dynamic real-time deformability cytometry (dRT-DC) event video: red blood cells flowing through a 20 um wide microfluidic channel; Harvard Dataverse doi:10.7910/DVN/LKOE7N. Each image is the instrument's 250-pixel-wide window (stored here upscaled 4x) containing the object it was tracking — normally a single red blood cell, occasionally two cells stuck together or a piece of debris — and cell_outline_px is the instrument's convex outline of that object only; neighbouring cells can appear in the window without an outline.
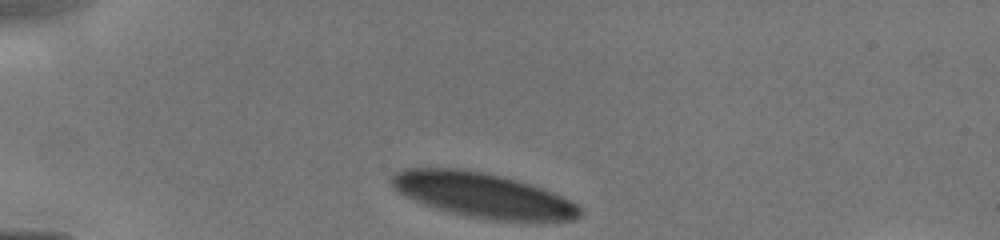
{"species": "human", "species_latin": "Homo sapiens", "temperature_condition": "cold", "stored_images_in_passage": 25, "camera_frame_rate_fps": 3000, "um_per_image_px": 0.085, "donor": {"sex": "male"}, "frame": {"image": 1, "passage_image": 1, "time_ms": 0.0, "image_size_px": [1000, 240], "cell_outline_px": [[584, 212], [580, 216], [572, 220], [536, 224], [520, 224], [492, 220], [468, 216], [448, 212], [424, 204], [404, 196], [392, 184], [392, 176], [396, 172], [404, 168], [460, 168], [500, 176], [532, 184], [552, 192], [576, 204]], "centroid_in_image_um": [41.14, 16.65], "position_along_channel_um": 43.9, "area_um2": 49.82}}
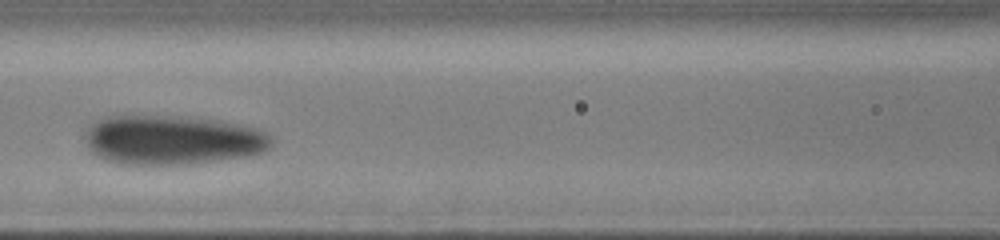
{"frame": {"image": 2, "passage_image": 16, "time_ms": 3.333, "image_size_px": [1000, 240], "cell_outline_px": [[272, 144], [264, 152], [244, 156], [192, 164], [120, 164], [104, 160], [92, 152], [88, 148], [84, 136], [84, 132], [88, 124], [108, 116], [176, 116], [220, 120], [240, 124], [256, 128], [268, 132], [272, 136]], "centroid_in_image_um": [14.63, 11.89], "position_along_channel_um": 152.0, "area_um2": 54.04}}
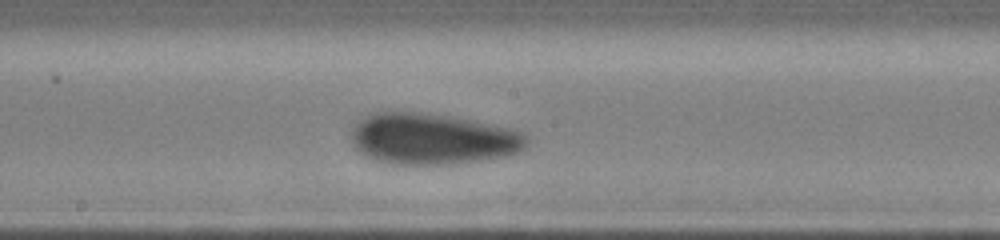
{"frame": {"image": 3, "passage_image": 22, "time_ms": 4.667, "image_size_px": [1000, 240], "cell_outline_px": [[528, 144], [520, 152], [508, 156], [456, 164], [388, 164], [364, 156], [356, 148], [352, 140], [352, 128], [364, 116], [376, 112], [420, 112], [452, 116], [508, 128], [524, 132], [528, 136]], "centroid_in_image_um": [36.79, 11.81], "position_along_channel_um": 211.4, "area_um2": 52.6}}